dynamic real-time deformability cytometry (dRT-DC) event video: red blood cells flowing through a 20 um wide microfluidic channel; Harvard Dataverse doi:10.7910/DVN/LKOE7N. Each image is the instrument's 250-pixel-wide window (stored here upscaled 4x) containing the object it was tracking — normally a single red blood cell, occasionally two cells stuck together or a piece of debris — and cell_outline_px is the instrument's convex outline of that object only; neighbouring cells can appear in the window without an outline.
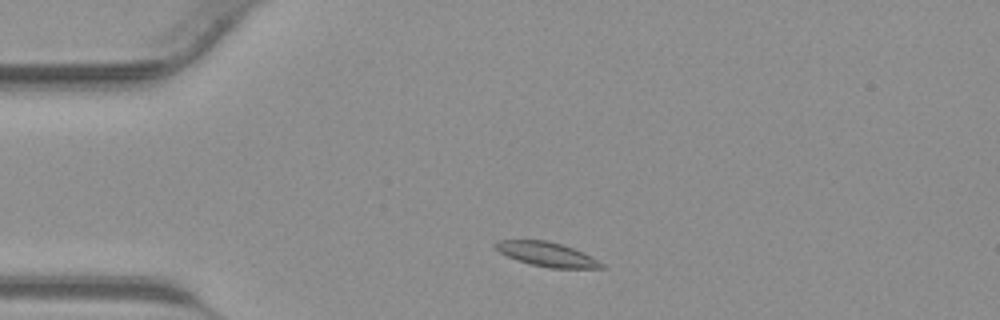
{"species": "common noctule bat (a hibernating species)", "species_latin": "Nyctalus noctula", "temperature_condition": "warm", "stored_images_in_passage": 34, "camera_frame_rate_fps": 3000, "um_per_image_px": 0.085, "animal": {"sex": "male", "body_mass_g": 23.1, "forearm_length_mm": 52.7}, "frame": {"image": 1, "passage_image": 1, "time_ms": 0.0, "image_size_px": [1000, 320], "cell_outline_px": [[608, 268], [548, 268], [528, 264], [516, 260], [500, 252], [492, 244], [500, 240], [548, 240], [584, 252], [604, 264]], "centroid_in_image_um": [46.49, 21.62], "position_along_channel_um": 38.5, "area_um2": 15.09}}
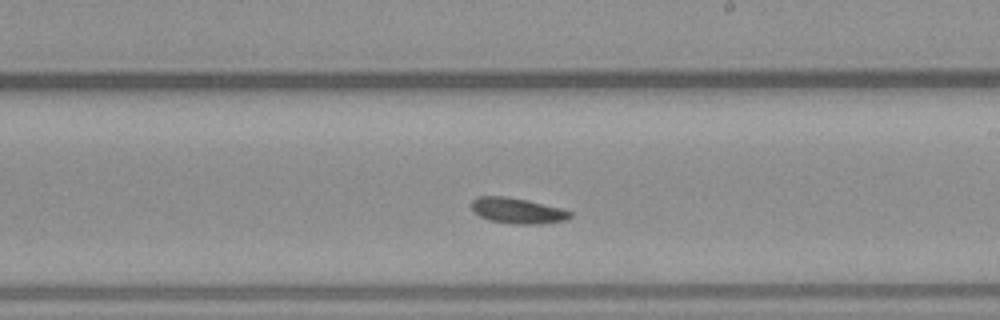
{"frame": {"image": 2, "passage_image": 16, "time_ms": 5.0, "image_size_px": [1000, 320], "cell_outline_px": [[572, 216], [564, 220], [540, 224], [512, 224], [488, 220], [472, 212], [472, 200], [476, 196], [508, 196], [528, 200], [560, 208], [572, 212]], "centroid_in_image_um": [43.94, 17.9], "position_along_channel_um": 245.1, "area_um2": 14.85}}
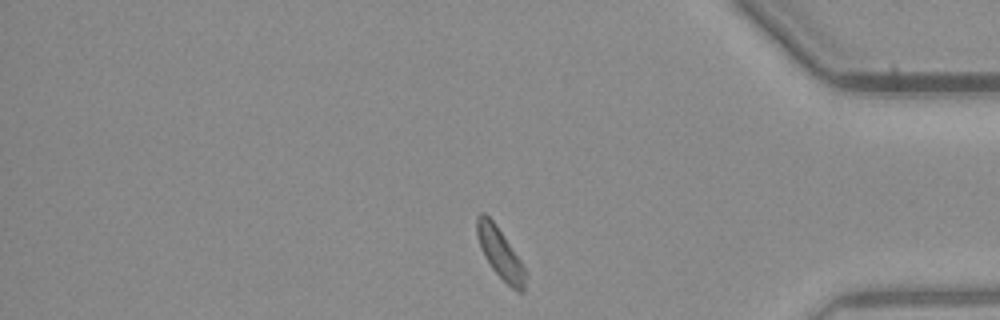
{"frame": {"image": 3, "passage_image": 27, "time_ms": 8.667, "image_size_px": [1000, 320], "cell_outline_px": [[528, 272], [524, 292], [520, 292], [512, 288], [492, 268], [484, 256], [480, 248], [476, 232], [476, 216], [480, 212], [484, 212], [496, 224]], "centroid_in_image_um": [42.52, 21.52], "position_along_channel_um": 392.7, "area_um2": 14.33}}